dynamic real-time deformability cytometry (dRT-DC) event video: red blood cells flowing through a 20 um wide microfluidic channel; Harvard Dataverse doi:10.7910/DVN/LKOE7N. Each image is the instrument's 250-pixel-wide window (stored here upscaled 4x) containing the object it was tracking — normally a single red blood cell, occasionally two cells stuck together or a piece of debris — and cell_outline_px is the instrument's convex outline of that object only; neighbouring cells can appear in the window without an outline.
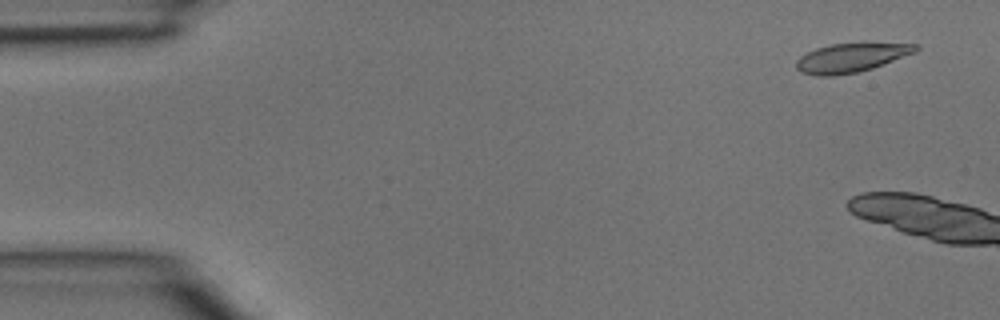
{"species": "common noctule bat (a hibernating species)", "species_latin": "Nyctalus noctula", "temperature_condition": "room temperature", "stored_images_in_passage": 5, "camera_frame_rate_fps": 3000, "um_per_image_px": 0.085, "animal": {"sex": "male", "body_mass_g": 15.6}, "frame": {"image": 1, "passage_image": 1, "time_ms": 0.0, "image_size_px": [1000, 320], "cell_outline_px": [[920, 48], [916, 52], [884, 64], [860, 72], [832, 76], [816, 76], [800, 72], [796, 68], [796, 60], [800, 56], [816, 48], [832, 44], [916, 44]], "centroid_in_image_um": [72.3, 4.93], "position_along_channel_um": 12.7, "area_um2": 19.94}}
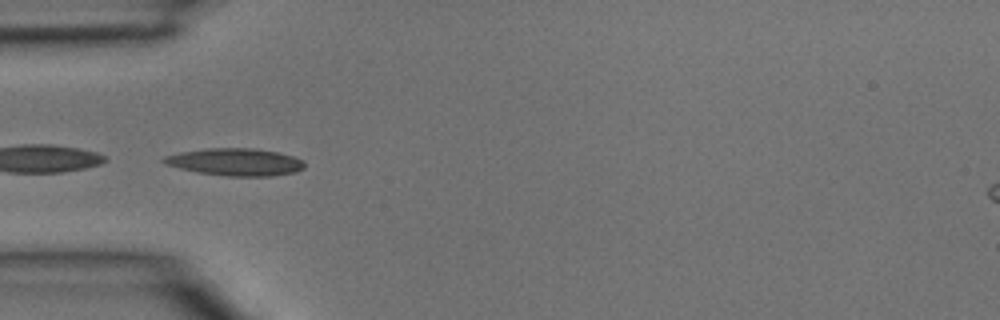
{"frame": {"image": 2, "passage_image": 5, "time_ms": 1.333, "image_size_px": [1000, 320], "cell_outline_px": [[304, 168], [296, 172], [272, 176], [228, 176], [196, 172], [164, 164], [160, 160], [164, 156], [180, 152], [204, 148], [252, 148], [280, 152], [304, 160]], "centroid_in_image_um": [20.0, 13.76], "position_along_channel_um": 65.0, "area_um2": 22.6}}